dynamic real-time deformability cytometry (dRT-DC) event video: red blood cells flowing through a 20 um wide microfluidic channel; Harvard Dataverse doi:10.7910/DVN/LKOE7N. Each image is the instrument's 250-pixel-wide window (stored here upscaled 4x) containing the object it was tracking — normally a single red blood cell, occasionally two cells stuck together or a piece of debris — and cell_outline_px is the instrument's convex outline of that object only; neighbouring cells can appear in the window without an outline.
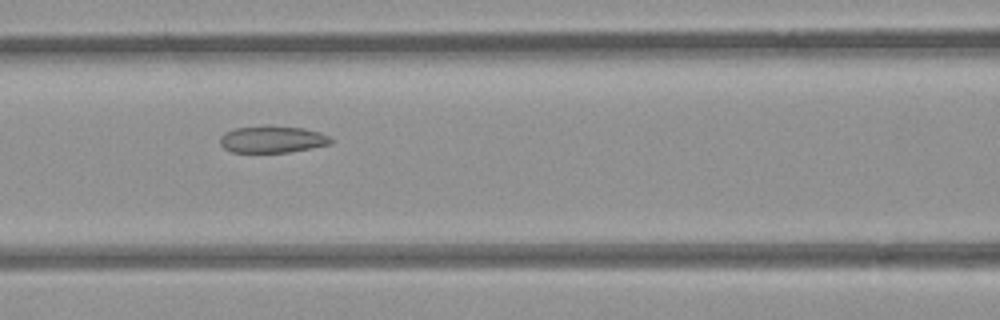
{"species": "common noctule bat (a hibernating species)", "species_latin": "Nyctalus noctula", "temperature_condition": "room temperature", "stored_images_in_passage": 9, "segment_of_instrument_passage": [1, 2], "camera_frame_rate_fps": 3000, "um_per_image_px": 0.085, "animal": {"sex": "female", "body_mass_g": 21.9}, "frame": {"image": 1, "passage_image": 6, "time_ms": 1.667, "image_size_px": [1000, 320], "cell_outline_px": [[332, 144], [288, 152], [232, 152], [224, 148], [220, 144], [220, 136], [224, 132], [236, 128], [304, 128], [320, 132], [328, 136], [332, 140]], "centroid_in_image_um": [23.15, 11.88], "position_along_channel_um": 143.5, "area_um2": 16.65}}
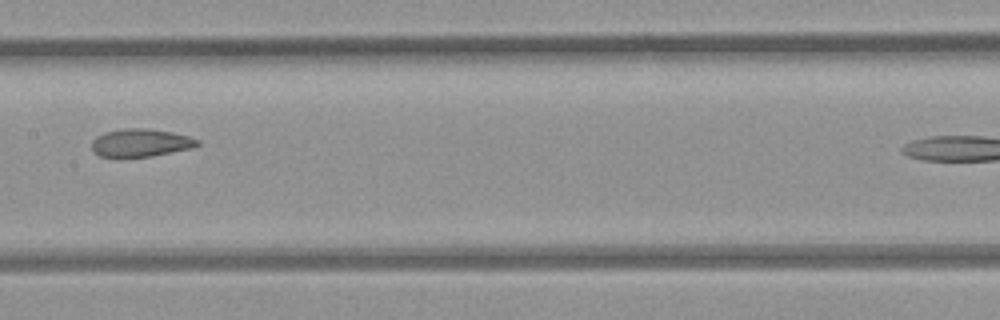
{"frame": {"image": 2, "passage_image": 7, "time_ms": 2.0, "image_size_px": [1000, 320], "cell_outline_px": [[200, 144], [192, 148], [152, 156], [116, 160], [100, 156], [92, 152], [92, 140], [96, 136], [104, 132], [124, 128], [148, 128], [172, 132], [188, 136], [200, 140]], "centroid_in_image_um": [11.89, 12.17], "position_along_channel_um": 195.5, "area_um2": 17.92}}
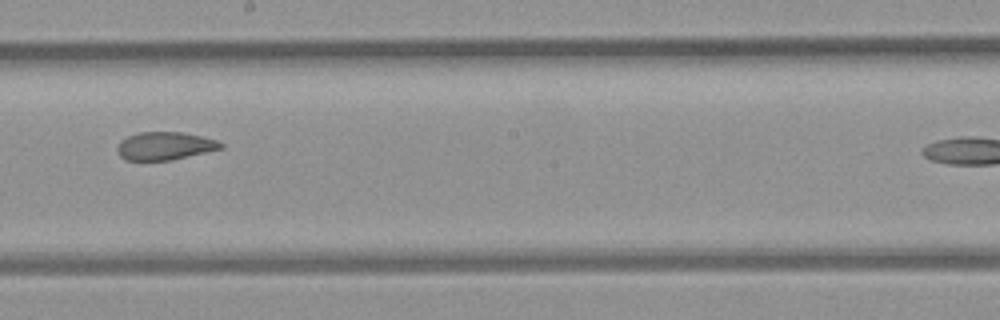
{"frame": {"image": 3, "passage_image": 8, "time_ms": 2.333, "image_size_px": [1000, 320], "cell_outline_px": [[224, 148], [172, 160], [124, 160], [120, 156], [116, 148], [120, 140], [128, 136], [140, 132], [180, 132], [200, 136], [216, 140], [224, 144]], "centroid_in_image_um": [14.0, 12.41], "position_along_channel_um": 234.2, "area_um2": 16.88}}